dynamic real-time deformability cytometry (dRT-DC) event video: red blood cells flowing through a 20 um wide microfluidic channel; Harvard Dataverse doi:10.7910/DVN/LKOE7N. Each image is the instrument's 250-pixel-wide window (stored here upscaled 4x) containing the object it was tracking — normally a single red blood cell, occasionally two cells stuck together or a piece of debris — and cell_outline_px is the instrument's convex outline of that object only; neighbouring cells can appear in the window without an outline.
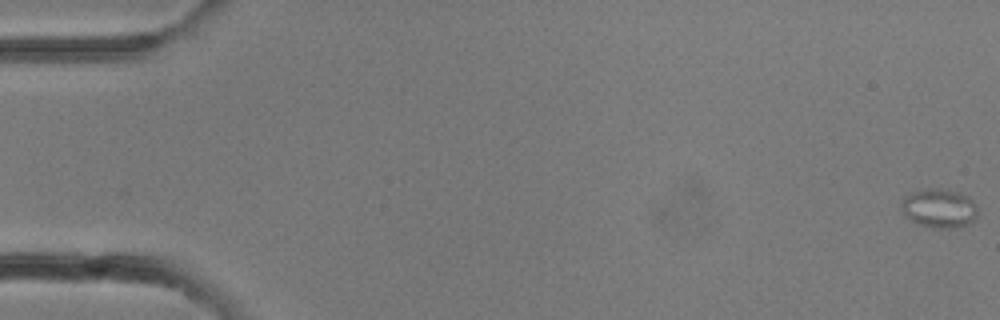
{"species": "common noctule bat (a hibernating species)", "species_latin": "Nyctalus noctula", "temperature_condition": "room temperature", "stored_images_in_passage": 29, "camera_frame_rate_fps": 3000, "um_per_image_px": 0.085, "animal": {"sex": "female"}, "frame": {"image": 1, "passage_image": 1, "time_ms": 0.0, "image_size_px": [1000, 320], "cell_outline_px": [[976, 220], [960, 228], [940, 228], [920, 224], [904, 216], [900, 208], [900, 204], [904, 196], [908, 192], [924, 188], [936, 188], [960, 192], [968, 196], [976, 204]], "centroid_in_image_um": [79.81, 17.68], "position_along_channel_um": 5.2, "area_um2": 17.69}}
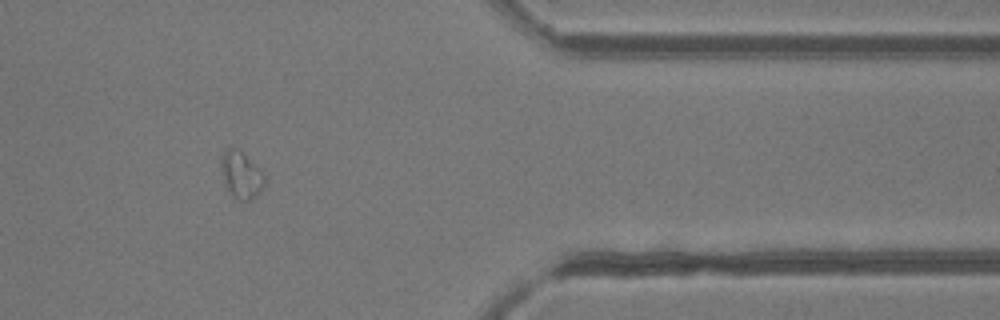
{"frame": {"image": 2, "passage_image": 24, "time_ms": 7.667, "image_size_px": [1000, 320], "cell_outline_px": [[264, 184], [260, 192], [256, 196], [248, 200], [240, 200], [232, 196], [228, 188], [220, 168], [220, 160], [224, 152], [228, 148], [240, 148], [260, 168], [264, 176]], "centroid_in_image_um": [20.51, 14.82], "position_along_channel_um": 390.9, "area_um2": 11.85}}
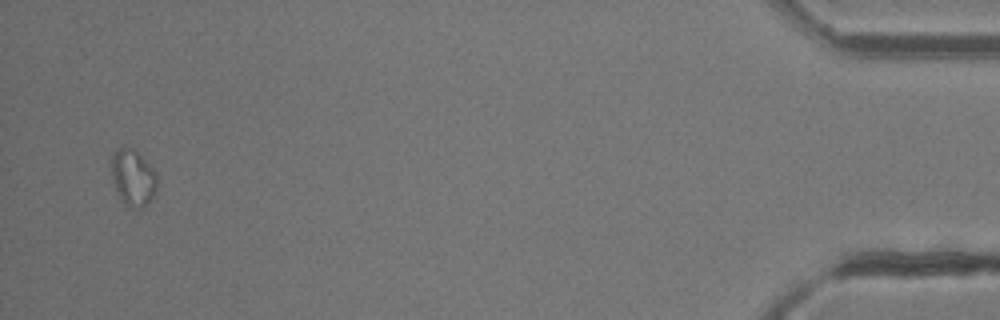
{"frame": {"image": 3, "passage_image": 28, "time_ms": 9.0, "image_size_px": [1000, 320], "cell_outline_px": [[156, 188], [152, 200], [148, 204], [140, 208], [132, 208], [124, 204], [116, 188], [112, 176], [112, 152], [120, 148], [132, 148], [156, 172]], "centroid_in_image_um": [11.31, 15.13], "position_along_channel_um": 423.9, "area_um2": 14.62}}